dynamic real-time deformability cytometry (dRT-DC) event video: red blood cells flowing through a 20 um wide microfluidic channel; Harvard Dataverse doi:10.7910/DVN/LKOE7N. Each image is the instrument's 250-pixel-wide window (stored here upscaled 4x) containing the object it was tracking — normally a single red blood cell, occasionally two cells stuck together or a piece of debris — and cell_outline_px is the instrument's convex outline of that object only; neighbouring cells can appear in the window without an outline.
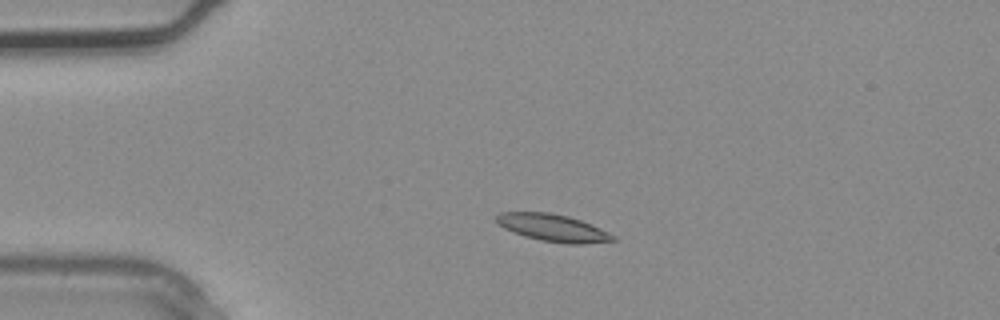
{"species": "common noctule bat (a hibernating species)", "species_latin": "Nyctalus noctula", "temperature_condition": "warm", "stored_images_in_passage": 3, "camera_frame_rate_fps": 3000, "um_per_image_px": 0.085, "animal": {"sex": "male", "body_mass_g": 20.4}, "frame": {"image": 1, "passage_image": 2, "time_ms": 0.333, "image_size_px": [1000, 320], "cell_outline_px": [[616, 240], [584, 244], [568, 244], [540, 240], [524, 236], [512, 232], [504, 228], [496, 220], [496, 216], [500, 212], [548, 212], [568, 216], [580, 220], [600, 228], [616, 236]], "centroid_in_image_um": [47.0, 19.37], "position_along_channel_um": 38.0, "area_um2": 18.44}}